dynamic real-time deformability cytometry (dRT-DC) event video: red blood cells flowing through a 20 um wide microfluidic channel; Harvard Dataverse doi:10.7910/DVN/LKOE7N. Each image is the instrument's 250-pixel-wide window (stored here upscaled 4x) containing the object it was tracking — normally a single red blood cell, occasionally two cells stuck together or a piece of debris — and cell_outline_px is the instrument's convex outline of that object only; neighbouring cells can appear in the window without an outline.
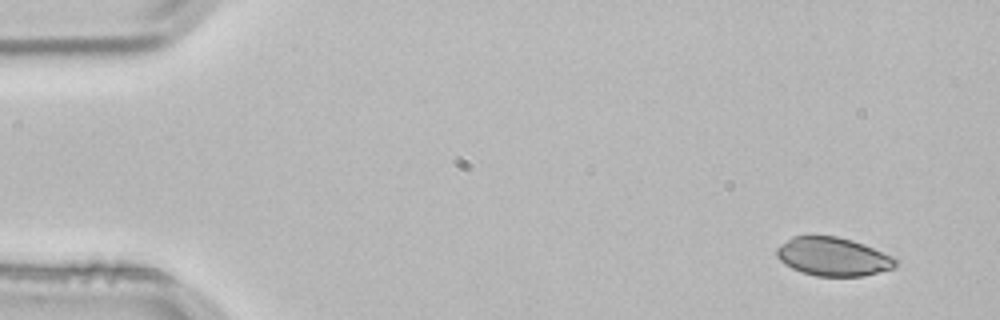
{"species": "common noctule bat (a hibernating species)", "species_latin": "Nyctalus noctula", "temperature_condition": "room temperature", "stored_images_in_passage": 4, "segment_of_instrument_passage": [1, 2], "camera_frame_rate_fps": 3000, "um_per_image_px": 0.085, "animal": {"sex": "male", "body_mass_g": 21.5, "forearm_length_mm": 52.0}, "frame": {"image": 1, "passage_image": 1, "time_ms": 0.0, "image_size_px": [1000, 320], "cell_outline_px": [[900, 264], [896, 268], [864, 276], [816, 276], [800, 272], [784, 264], [776, 256], [776, 248], [780, 244], [792, 236], [836, 236], [852, 240], [864, 244], [892, 256], [900, 260]], "centroid_in_image_um": [70.84, 21.82], "position_along_channel_um": 14.2, "area_um2": 27.05}}